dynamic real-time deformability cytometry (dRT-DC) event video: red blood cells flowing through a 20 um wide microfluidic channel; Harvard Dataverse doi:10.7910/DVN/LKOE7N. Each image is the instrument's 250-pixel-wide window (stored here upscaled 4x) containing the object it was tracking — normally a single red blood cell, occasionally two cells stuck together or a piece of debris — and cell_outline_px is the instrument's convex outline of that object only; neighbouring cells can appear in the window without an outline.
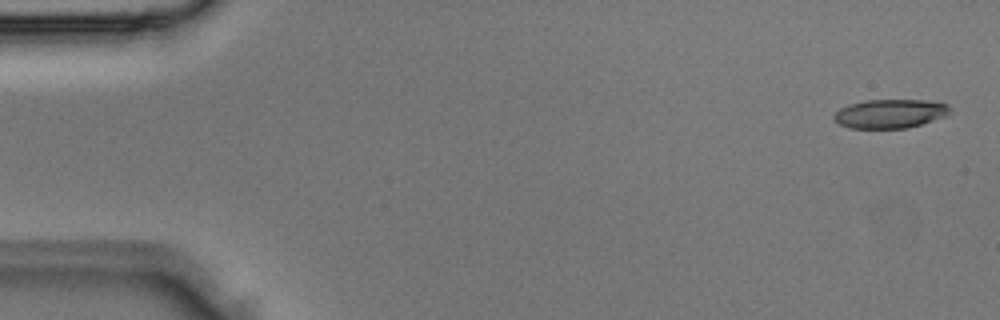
{"species": "Egyptian fruit bat (a non-hibernating species)", "species_latin": "Rousettus aegyptiacus", "temperature_condition": "room temperature", "stored_images_in_passage": 4, "camera_frame_rate_fps": 3000, "um_per_image_px": 0.085, "animal": {"sex": "male"}, "frame": {"image": 1, "passage_image": 1, "time_ms": 0.0, "image_size_px": [1000, 320], "cell_outline_px": [[952, 112], [948, 116], [908, 128], [848, 128], [832, 120], [832, 116], [840, 108], [848, 104], [864, 100], [924, 100], [948, 104]], "centroid_in_image_um": [75.66, 9.66], "position_along_channel_um": 9.3, "area_um2": 19.83}}
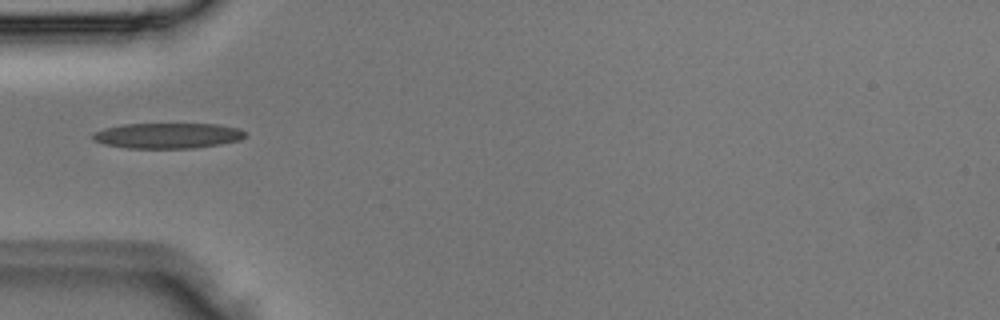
{"frame": {"image": 2, "passage_image": 4, "time_ms": 1.0, "image_size_px": [1000, 320], "cell_outline_px": [[244, 136], [240, 140], [220, 144], [196, 148], [124, 148], [104, 144], [92, 140], [92, 132], [104, 128], [124, 124], [216, 124], [236, 128], [244, 132]], "centroid_in_image_um": [14.18, 11.53], "position_along_channel_um": 70.8, "area_um2": 22.6}}